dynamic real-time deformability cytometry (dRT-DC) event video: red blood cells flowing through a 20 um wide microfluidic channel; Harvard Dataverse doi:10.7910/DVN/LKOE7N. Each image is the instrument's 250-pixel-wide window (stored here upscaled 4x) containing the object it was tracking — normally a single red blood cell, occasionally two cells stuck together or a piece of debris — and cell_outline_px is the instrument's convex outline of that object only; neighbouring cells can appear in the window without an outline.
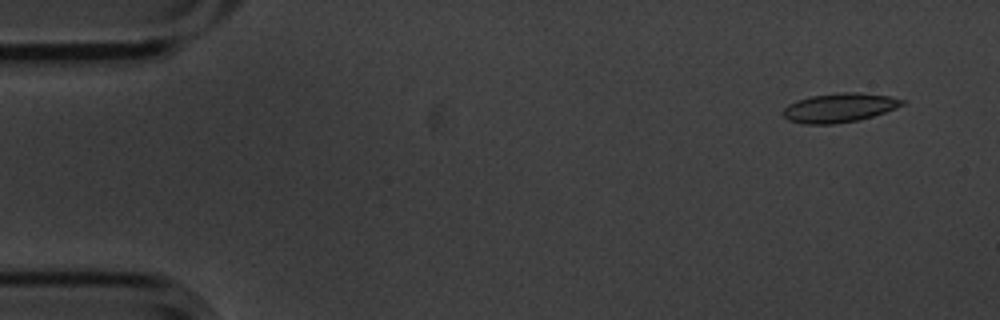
{"species": "common noctule bat (a hibernating species)", "species_latin": "Nyctalus noctula", "temperature_condition": "cold", "stored_images_in_passage": 7, "camera_frame_rate_fps": 3000, "um_per_image_px": 0.085, "animal": {"sex": "male", "body_mass_g": 20.1, "forearm_length_mm": 53.5}, "frame": {"image": 1, "passage_image": 1, "time_ms": 0.0, "image_size_px": [1000, 320], "cell_outline_px": [[904, 104], [896, 108], [860, 120], [832, 124], [800, 124], [788, 120], [784, 116], [784, 108], [788, 104], [796, 100], [812, 96], [844, 92], [860, 92], [888, 96], [904, 100]], "centroid_in_image_um": [71.32, 9.16], "position_along_channel_um": 13.7, "area_um2": 20.11}}
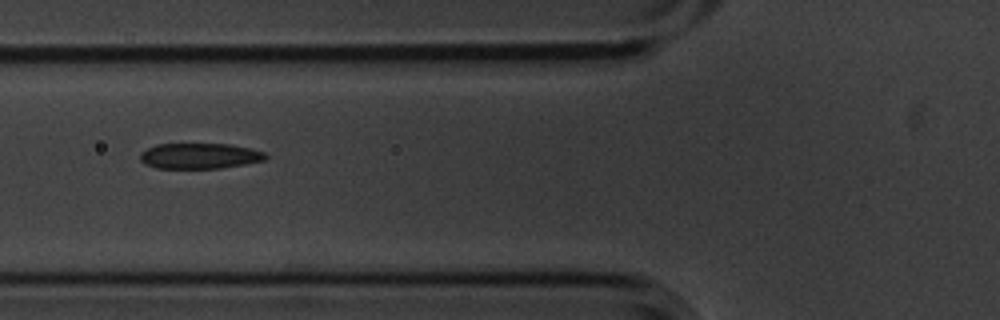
{"frame": {"image": 2, "passage_image": 6, "time_ms": 1.667, "image_size_px": [1000, 320], "cell_outline_px": [[268, 156], [264, 160], [244, 164], [220, 168], [156, 168], [144, 164], [140, 160], [140, 152], [156, 144], [232, 144], [264, 152]], "centroid_in_image_um": [16.93, 13.25], "position_along_channel_um": 108.9, "area_um2": 18.67}}
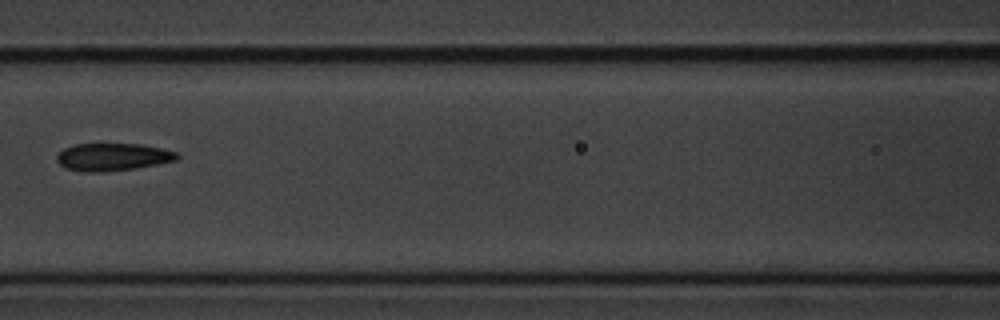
{"frame": {"image": 3, "passage_image": 7, "time_ms": 2.0, "image_size_px": [1000, 320], "cell_outline_px": [[180, 156], [176, 160], [156, 164], [132, 168], [104, 172], [84, 172], [68, 168], [60, 164], [56, 160], [56, 152], [72, 144], [100, 140], [140, 144], [160, 148], [176, 152]], "centroid_in_image_um": [9.49, 13.27], "position_along_channel_um": 157.1, "area_um2": 20.17}}